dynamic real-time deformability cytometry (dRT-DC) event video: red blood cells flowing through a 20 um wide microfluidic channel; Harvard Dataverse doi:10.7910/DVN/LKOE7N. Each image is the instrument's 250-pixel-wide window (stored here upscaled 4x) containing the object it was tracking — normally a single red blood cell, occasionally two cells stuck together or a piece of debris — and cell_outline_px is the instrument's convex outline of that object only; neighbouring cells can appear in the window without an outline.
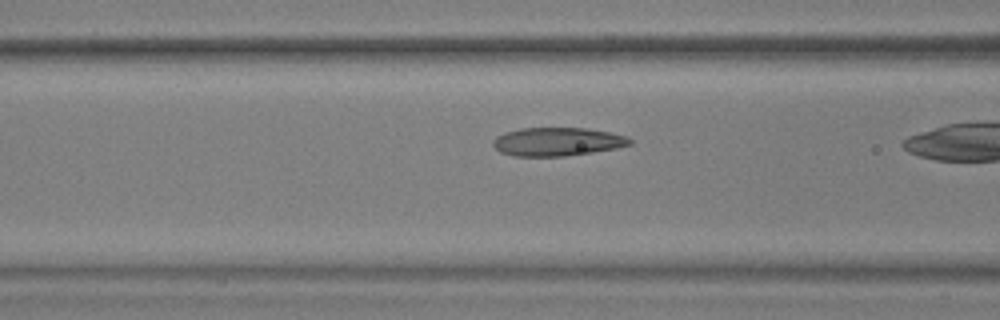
{"species": "common noctule bat (a hibernating species)", "species_latin": "Nyctalus noctula", "temperature_condition": "warm", "stored_images_in_passage": 22, "camera_frame_rate_fps": 3000, "um_per_image_px": 0.085, "animal": {"sex": "male", "body_mass_g": 17.9, "forearm_length_mm": 54.2}, "frame": {"image": 1, "passage_image": 7, "time_ms": 2.0, "image_size_px": [1000, 320], "cell_outline_px": [[632, 144], [616, 148], [592, 152], [564, 156], [516, 156], [500, 152], [492, 144], [492, 140], [496, 136], [504, 132], [520, 128], [588, 128], [628, 136], [632, 140]], "centroid_in_image_um": [47.36, 12.04], "position_along_channel_um": 119.2, "area_um2": 22.72}}
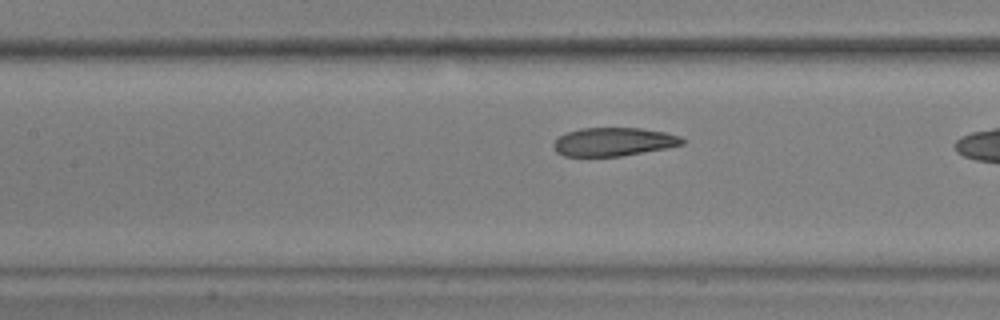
{"frame": {"image": 2, "passage_image": 10, "time_ms": 3.0, "image_size_px": [1000, 320], "cell_outline_px": [[684, 144], [668, 148], [620, 156], [564, 156], [556, 152], [552, 148], [552, 144], [560, 136], [568, 132], [580, 128], [640, 128], [664, 132], [680, 136], [684, 140]], "centroid_in_image_um": [52.15, 12.06], "position_along_channel_um": 155.3, "area_um2": 21.33}}